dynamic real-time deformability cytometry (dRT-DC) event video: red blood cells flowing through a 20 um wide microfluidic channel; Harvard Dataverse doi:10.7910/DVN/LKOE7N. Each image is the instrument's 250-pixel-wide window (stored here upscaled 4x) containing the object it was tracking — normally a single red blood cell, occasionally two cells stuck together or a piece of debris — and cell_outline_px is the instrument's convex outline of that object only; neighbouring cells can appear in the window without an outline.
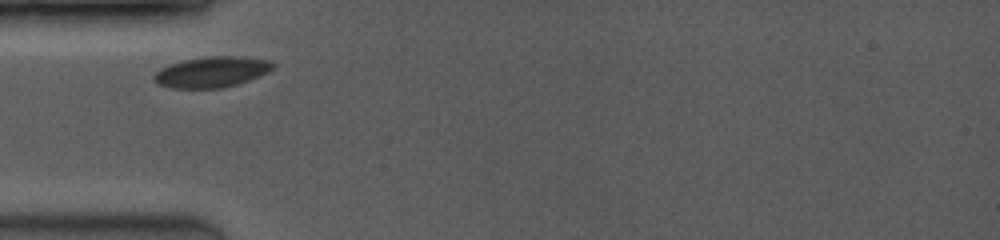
{"species": "common noctule bat (a hibernating species)", "species_latin": "Nyctalus noctula", "temperature_condition": "room temperature", "stored_images_in_passage": 19, "camera_frame_rate_fps": 3500, "um_per_image_px": 0.085, "animal": {"sex": "female", "body_mass_g": 19.0, "forearm_length_mm": 53.3}, "frame": {"image": 1, "passage_image": 1, "time_ms": 0.0, "image_size_px": [1000, 240], "cell_outline_px": [[276, 64], [268, 72], [248, 80], [236, 84], [220, 88], [172, 88], [160, 84], [152, 80], [152, 76], [160, 68], [168, 64], [184, 60], [204, 56], [236, 56], [272, 60]], "centroid_in_image_um": [17.98, 6.1], "position_along_channel_um": 67.0, "area_um2": 21.33}}
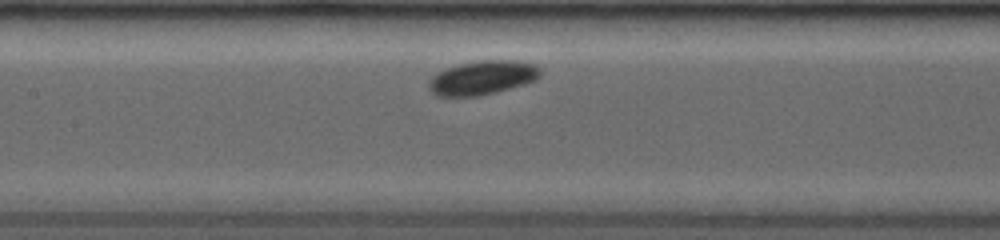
{"frame": {"image": 2, "passage_image": 5, "time_ms": 2.571, "image_size_px": [1000, 240], "cell_outline_px": [[540, 76], [536, 80], [524, 84], [496, 92], [476, 96], [436, 96], [428, 88], [428, 80], [436, 72], [456, 64], [480, 60], [516, 60], [536, 64], [540, 68]], "centroid_in_image_um": [40.99, 6.59], "position_along_channel_um": 166.4, "area_um2": 22.37}}
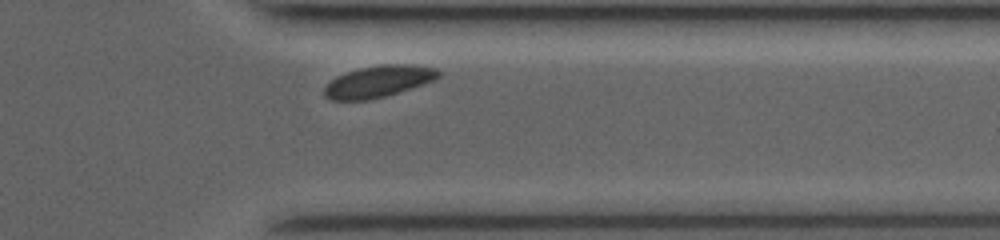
{"frame": {"image": 3, "passage_image": 17, "time_ms": 8.0, "image_size_px": [1000, 240], "cell_outline_px": [[440, 76], [436, 80], [424, 84], [384, 96], [368, 100], [332, 100], [324, 96], [324, 88], [336, 76], [360, 68], [380, 64], [412, 64], [436, 68], [440, 72]], "centroid_in_image_um": [32.19, 6.91], "position_along_channel_um": 379.2, "area_um2": 20.98}}